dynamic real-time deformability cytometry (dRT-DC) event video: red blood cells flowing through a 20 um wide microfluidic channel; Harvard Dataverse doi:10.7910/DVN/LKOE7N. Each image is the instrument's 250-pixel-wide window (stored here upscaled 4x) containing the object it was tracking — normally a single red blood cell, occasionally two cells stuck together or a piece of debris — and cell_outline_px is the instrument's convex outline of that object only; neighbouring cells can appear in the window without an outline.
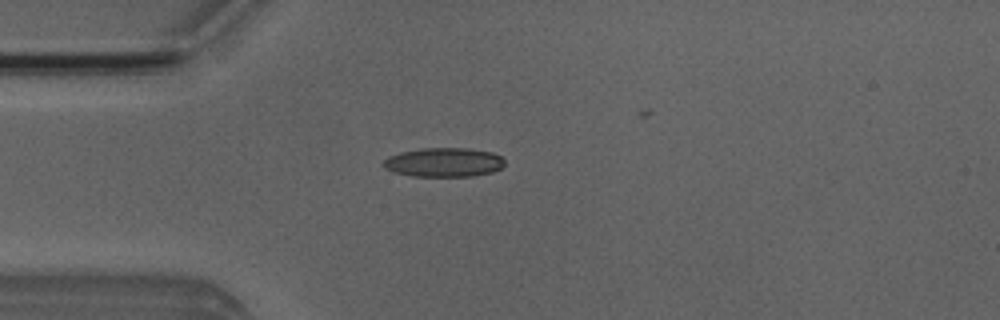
{"species": "Egyptian fruit bat (a non-hibernating species)", "species_latin": "Rousettus aegyptiacus", "temperature_condition": "room temperature", "stored_images_in_passage": 3, "camera_frame_rate_fps": 3000, "um_per_image_px": 0.085, "animal": {"sex": "male"}, "frame": {"image": 1, "passage_image": 2, "time_ms": 1.333, "image_size_px": [1000, 320], "cell_outline_px": [[504, 164], [500, 168], [492, 172], [472, 176], [412, 176], [392, 172], [384, 168], [380, 164], [388, 156], [400, 152], [420, 148], [468, 148], [492, 152], [500, 156], [504, 160]], "centroid_in_image_um": [37.67, 13.79], "position_along_channel_um": 47.3, "area_um2": 20.75}}